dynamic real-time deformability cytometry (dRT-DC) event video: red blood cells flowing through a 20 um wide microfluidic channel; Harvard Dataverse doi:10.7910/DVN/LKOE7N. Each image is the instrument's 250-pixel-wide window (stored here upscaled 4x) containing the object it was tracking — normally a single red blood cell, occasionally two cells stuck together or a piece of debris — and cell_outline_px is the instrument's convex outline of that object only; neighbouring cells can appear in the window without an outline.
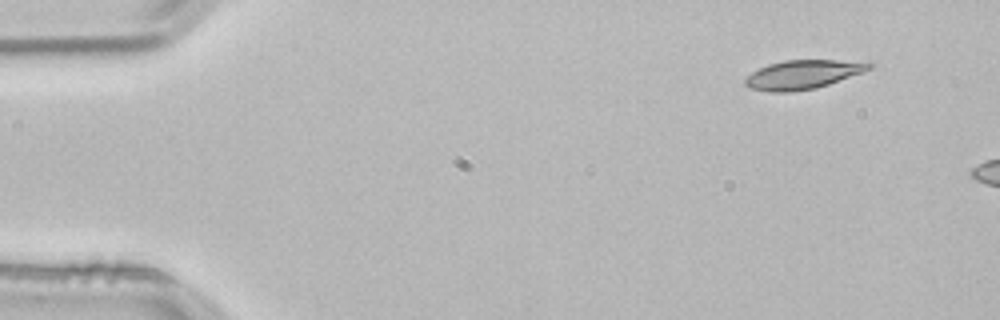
{"species": "common noctule bat (a hibernating species)", "species_latin": "Nyctalus noctula", "temperature_condition": "room temperature", "stored_images_in_passage": 3, "camera_frame_rate_fps": 3000, "um_per_image_px": 0.085, "animal": {"sex": "male", "body_mass_g": 21.5, "forearm_length_mm": 52.0}, "frame": {"image": 1, "passage_image": 1, "time_ms": 0.0, "image_size_px": [1000, 320], "cell_outline_px": [[876, 64], [872, 68], [864, 72], [816, 88], [792, 92], [768, 92], [748, 88], [744, 84], [744, 80], [752, 72], [768, 64], [784, 60], [872, 60]], "centroid_in_image_um": [68.33, 6.32], "position_along_channel_um": 16.7, "area_um2": 21.39}}